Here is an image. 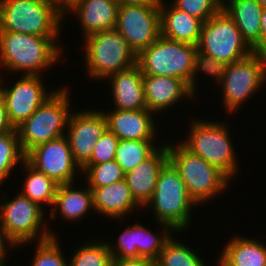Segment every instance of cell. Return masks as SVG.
<instances>
[{
  "label": "cell",
  "mask_w": 266,
  "mask_h": 266,
  "mask_svg": "<svg viewBox=\"0 0 266 266\" xmlns=\"http://www.w3.org/2000/svg\"><path fill=\"white\" fill-rule=\"evenodd\" d=\"M119 140L115 134L106 129L95 143L91 158L83 166H92L114 160Z\"/></svg>",
  "instance_id": "d590c367"
},
{
  "label": "cell",
  "mask_w": 266,
  "mask_h": 266,
  "mask_svg": "<svg viewBox=\"0 0 266 266\" xmlns=\"http://www.w3.org/2000/svg\"><path fill=\"white\" fill-rule=\"evenodd\" d=\"M3 80H6L3 78V75H1L0 73V103L3 101V98H4V81Z\"/></svg>",
  "instance_id": "7bdbcfd3"
},
{
  "label": "cell",
  "mask_w": 266,
  "mask_h": 266,
  "mask_svg": "<svg viewBox=\"0 0 266 266\" xmlns=\"http://www.w3.org/2000/svg\"><path fill=\"white\" fill-rule=\"evenodd\" d=\"M13 247L17 249V245L7 236L5 230L0 225V262L7 261L10 259V257L8 256L11 255L7 253H9L10 248L12 250Z\"/></svg>",
  "instance_id": "8d00e7d4"
},
{
  "label": "cell",
  "mask_w": 266,
  "mask_h": 266,
  "mask_svg": "<svg viewBox=\"0 0 266 266\" xmlns=\"http://www.w3.org/2000/svg\"><path fill=\"white\" fill-rule=\"evenodd\" d=\"M161 142L160 147L151 156L125 173L132 196L142 208L151 200L161 168L169 161L167 141Z\"/></svg>",
  "instance_id": "ac0fdd59"
},
{
  "label": "cell",
  "mask_w": 266,
  "mask_h": 266,
  "mask_svg": "<svg viewBox=\"0 0 266 266\" xmlns=\"http://www.w3.org/2000/svg\"><path fill=\"white\" fill-rule=\"evenodd\" d=\"M106 118L107 129L120 140L159 139L161 132L157 117L148 109L142 110H117L100 108ZM111 109V110H109ZM110 111V112H109ZM157 119V120H156ZM158 127V128H157ZM159 135V136H158Z\"/></svg>",
  "instance_id": "e0dca14e"
},
{
  "label": "cell",
  "mask_w": 266,
  "mask_h": 266,
  "mask_svg": "<svg viewBox=\"0 0 266 266\" xmlns=\"http://www.w3.org/2000/svg\"><path fill=\"white\" fill-rule=\"evenodd\" d=\"M261 6L266 9V0H258Z\"/></svg>",
  "instance_id": "ee69618b"
},
{
  "label": "cell",
  "mask_w": 266,
  "mask_h": 266,
  "mask_svg": "<svg viewBox=\"0 0 266 266\" xmlns=\"http://www.w3.org/2000/svg\"><path fill=\"white\" fill-rule=\"evenodd\" d=\"M222 9L235 22L242 38L252 48L261 35L263 7L258 0H223Z\"/></svg>",
  "instance_id": "d4e9b609"
},
{
  "label": "cell",
  "mask_w": 266,
  "mask_h": 266,
  "mask_svg": "<svg viewBox=\"0 0 266 266\" xmlns=\"http://www.w3.org/2000/svg\"><path fill=\"white\" fill-rule=\"evenodd\" d=\"M43 79L42 75H19V79L14 80V83L9 82L10 85L8 82H4L7 86H4L3 100L9 120L15 129L58 89V87L46 88L45 84L47 83Z\"/></svg>",
  "instance_id": "5bb4252c"
},
{
  "label": "cell",
  "mask_w": 266,
  "mask_h": 266,
  "mask_svg": "<svg viewBox=\"0 0 266 266\" xmlns=\"http://www.w3.org/2000/svg\"><path fill=\"white\" fill-rule=\"evenodd\" d=\"M252 51L259 54L266 52V9L261 14V35L259 41L252 47Z\"/></svg>",
  "instance_id": "f35d334b"
},
{
  "label": "cell",
  "mask_w": 266,
  "mask_h": 266,
  "mask_svg": "<svg viewBox=\"0 0 266 266\" xmlns=\"http://www.w3.org/2000/svg\"><path fill=\"white\" fill-rule=\"evenodd\" d=\"M172 234L160 251L155 266H208L205 257H202L196 249ZM175 236V237H174ZM188 244V245H187Z\"/></svg>",
  "instance_id": "4316f807"
},
{
  "label": "cell",
  "mask_w": 266,
  "mask_h": 266,
  "mask_svg": "<svg viewBox=\"0 0 266 266\" xmlns=\"http://www.w3.org/2000/svg\"><path fill=\"white\" fill-rule=\"evenodd\" d=\"M9 263V261H3V262H0V266H7V264Z\"/></svg>",
  "instance_id": "f6af8a7d"
},
{
  "label": "cell",
  "mask_w": 266,
  "mask_h": 266,
  "mask_svg": "<svg viewBox=\"0 0 266 266\" xmlns=\"http://www.w3.org/2000/svg\"><path fill=\"white\" fill-rule=\"evenodd\" d=\"M89 239L81 245H77L74 253L68 258L69 266H111L112 255L106 239ZM96 238V239H95Z\"/></svg>",
  "instance_id": "f546056e"
},
{
  "label": "cell",
  "mask_w": 266,
  "mask_h": 266,
  "mask_svg": "<svg viewBox=\"0 0 266 266\" xmlns=\"http://www.w3.org/2000/svg\"><path fill=\"white\" fill-rule=\"evenodd\" d=\"M69 85L60 86L40 107L16 130L23 153L26 155L36 146L65 135L72 112Z\"/></svg>",
  "instance_id": "30bf717a"
},
{
  "label": "cell",
  "mask_w": 266,
  "mask_h": 266,
  "mask_svg": "<svg viewBox=\"0 0 266 266\" xmlns=\"http://www.w3.org/2000/svg\"><path fill=\"white\" fill-rule=\"evenodd\" d=\"M1 190L2 188L0 189V225L17 245V249L35 241L40 242L52 236H58L50 229V223L46 220L48 211L19 191L11 198Z\"/></svg>",
  "instance_id": "9c48e42d"
},
{
  "label": "cell",
  "mask_w": 266,
  "mask_h": 266,
  "mask_svg": "<svg viewBox=\"0 0 266 266\" xmlns=\"http://www.w3.org/2000/svg\"><path fill=\"white\" fill-rule=\"evenodd\" d=\"M57 8L65 15L76 3L81 0H53Z\"/></svg>",
  "instance_id": "b9f144b4"
},
{
  "label": "cell",
  "mask_w": 266,
  "mask_h": 266,
  "mask_svg": "<svg viewBox=\"0 0 266 266\" xmlns=\"http://www.w3.org/2000/svg\"><path fill=\"white\" fill-rule=\"evenodd\" d=\"M19 169L23 170L22 173L25 171L23 174L26 175L19 192L43 209L46 204L52 209L59 185L44 173L38 172L26 160Z\"/></svg>",
  "instance_id": "484cf974"
},
{
  "label": "cell",
  "mask_w": 266,
  "mask_h": 266,
  "mask_svg": "<svg viewBox=\"0 0 266 266\" xmlns=\"http://www.w3.org/2000/svg\"><path fill=\"white\" fill-rule=\"evenodd\" d=\"M197 52L201 69L207 77L218 68L253 53L235 22L223 9L203 23Z\"/></svg>",
  "instance_id": "7a4b0ae2"
},
{
  "label": "cell",
  "mask_w": 266,
  "mask_h": 266,
  "mask_svg": "<svg viewBox=\"0 0 266 266\" xmlns=\"http://www.w3.org/2000/svg\"><path fill=\"white\" fill-rule=\"evenodd\" d=\"M209 77L214 86L216 83L221 88L218 93L222 94L221 104L225 112L234 115L266 85V58L264 54L253 52L239 61L218 68Z\"/></svg>",
  "instance_id": "5b68a950"
},
{
  "label": "cell",
  "mask_w": 266,
  "mask_h": 266,
  "mask_svg": "<svg viewBox=\"0 0 266 266\" xmlns=\"http://www.w3.org/2000/svg\"><path fill=\"white\" fill-rule=\"evenodd\" d=\"M24 161L25 154L21 149L17 130L0 135V189Z\"/></svg>",
  "instance_id": "4dcf8cb0"
},
{
  "label": "cell",
  "mask_w": 266,
  "mask_h": 266,
  "mask_svg": "<svg viewBox=\"0 0 266 266\" xmlns=\"http://www.w3.org/2000/svg\"><path fill=\"white\" fill-rule=\"evenodd\" d=\"M191 118V121L188 120L191 124L187 126L189 132L187 135L183 134L182 140L179 141L193 154L216 166L233 181L239 175L240 160L236 155L228 123L211 118Z\"/></svg>",
  "instance_id": "277c9868"
},
{
  "label": "cell",
  "mask_w": 266,
  "mask_h": 266,
  "mask_svg": "<svg viewBox=\"0 0 266 266\" xmlns=\"http://www.w3.org/2000/svg\"><path fill=\"white\" fill-rule=\"evenodd\" d=\"M142 74L176 77L185 81L197 94V79L204 75L197 46L159 36L136 57Z\"/></svg>",
  "instance_id": "3957f363"
},
{
  "label": "cell",
  "mask_w": 266,
  "mask_h": 266,
  "mask_svg": "<svg viewBox=\"0 0 266 266\" xmlns=\"http://www.w3.org/2000/svg\"><path fill=\"white\" fill-rule=\"evenodd\" d=\"M25 160L58 185L78 182L76 178L82 175L65 135L36 146L25 155Z\"/></svg>",
  "instance_id": "7c38bea8"
},
{
  "label": "cell",
  "mask_w": 266,
  "mask_h": 266,
  "mask_svg": "<svg viewBox=\"0 0 266 266\" xmlns=\"http://www.w3.org/2000/svg\"><path fill=\"white\" fill-rule=\"evenodd\" d=\"M119 5L160 6L162 0H116Z\"/></svg>",
  "instance_id": "60d3db41"
},
{
  "label": "cell",
  "mask_w": 266,
  "mask_h": 266,
  "mask_svg": "<svg viewBox=\"0 0 266 266\" xmlns=\"http://www.w3.org/2000/svg\"><path fill=\"white\" fill-rule=\"evenodd\" d=\"M194 208L199 209L189 196L180 173L168 161L161 168L153 196L143 211L150 209L157 223L169 225L175 232H185L192 226Z\"/></svg>",
  "instance_id": "8992f818"
},
{
  "label": "cell",
  "mask_w": 266,
  "mask_h": 266,
  "mask_svg": "<svg viewBox=\"0 0 266 266\" xmlns=\"http://www.w3.org/2000/svg\"><path fill=\"white\" fill-rule=\"evenodd\" d=\"M159 230L156 233L142 223H136V248L141 258H147L156 261L160 251L163 249L166 241L173 233L183 234L184 232H175L169 225L160 223Z\"/></svg>",
  "instance_id": "f1b7e54d"
},
{
  "label": "cell",
  "mask_w": 266,
  "mask_h": 266,
  "mask_svg": "<svg viewBox=\"0 0 266 266\" xmlns=\"http://www.w3.org/2000/svg\"><path fill=\"white\" fill-rule=\"evenodd\" d=\"M77 182L69 184H60L56 191L54 205L48 213L47 220L51 222L58 217H61L65 222L81 221L82 218L86 219V216H90V212L93 214V192L88 185L78 188L75 186ZM75 187V188H74ZM58 213V214H57ZM49 218V219H48ZM79 219V220H78Z\"/></svg>",
  "instance_id": "44dd1931"
},
{
  "label": "cell",
  "mask_w": 266,
  "mask_h": 266,
  "mask_svg": "<svg viewBox=\"0 0 266 266\" xmlns=\"http://www.w3.org/2000/svg\"><path fill=\"white\" fill-rule=\"evenodd\" d=\"M59 238L52 236L47 240L34 242L36 247L35 252L32 253L34 257L31 259L30 266H69L68 259L63 253L65 250L60 246Z\"/></svg>",
  "instance_id": "d6a6232c"
},
{
  "label": "cell",
  "mask_w": 266,
  "mask_h": 266,
  "mask_svg": "<svg viewBox=\"0 0 266 266\" xmlns=\"http://www.w3.org/2000/svg\"><path fill=\"white\" fill-rule=\"evenodd\" d=\"M81 171V177H85L83 183H86L91 190L125 179L124 171L115 160L92 166H82Z\"/></svg>",
  "instance_id": "1f68e13d"
},
{
  "label": "cell",
  "mask_w": 266,
  "mask_h": 266,
  "mask_svg": "<svg viewBox=\"0 0 266 266\" xmlns=\"http://www.w3.org/2000/svg\"><path fill=\"white\" fill-rule=\"evenodd\" d=\"M171 4L206 22L222 10L223 0H171Z\"/></svg>",
  "instance_id": "836d02e7"
},
{
  "label": "cell",
  "mask_w": 266,
  "mask_h": 266,
  "mask_svg": "<svg viewBox=\"0 0 266 266\" xmlns=\"http://www.w3.org/2000/svg\"><path fill=\"white\" fill-rule=\"evenodd\" d=\"M157 140H119L114 160L121 166L124 173H127L160 147L161 142Z\"/></svg>",
  "instance_id": "83f0119b"
},
{
  "label": "cell",
  "mask_w": 266,
  "mask_h": 266,
  "mask_svg": "<svg viewBox=\"0 0 266 266\" xmlns=\"http://www.w3.org/2000/svg\"><path fill=\"white\" fill-rule=\"evenodd\" d=\"M115 29L138 55L161 35L159 6L119 5Z\"/></svg>",
  "instance_id": "4fadbf2b"
},
{
  "label": "cell",
  "mask_w": 266,
  "mask_h": 266,
  "mask_svg": "<svg viewBox=\"0 0 266 266\" xmlns=\"http://www.w3.org/2000/svg\"><path fill=\"white\" fill-rule=\"evenodd\" d=\"M16 130L11 124L4 100L0 103V135Z\"/></svg>",
  "instance_id": "ab89813d"
},
{
  "label": "cell",
  "mask_w": 266,
  "mask_h": 266,
  "mask_svg": "<svg viewBox=\"0 0 266 266\" xmlns=\"http://www.w3.org/2000/svg\"><path fill=\"white\" fill-rule=\"evenodd\" d=\"M108 81L111 101L117 110H142L147 109L145 102L143 74L140 67H133L113 74Z\"/></svg>",
  "instance_id": "7402d4cb"
},
{
  "label": "cell",
  "mask_w": 266,
  "mask_h": 266,
  "mask_svg": "<svg viewBox=\"0 0 266 266\" xmlns=\"http://www.w3.org/2000/svg\"><path fill=\"white\" fill-rule=\"evenodd\" d=\"M60 38L0 31V72L43 76L64 58Z\"/></svg>",
  "instance_id": "6da1fadb"
},
{
  "label": "cell",
  "mask_w": 266,
  "mask_h": 266,
  "mask_svg": "<svg viewBox=\"0 0 266 266\" xmlns=\"http://www.w3.org/2000/svg\"><path fill=\"white\" fill-rule=\"evenodd\" d=\"M82 48L85 72L92 81L105 82L113 74L136 64L137 55L116 29L87 36L82 39Z\"/></svg>",
  "instance_id": "8fae6325"
},
{
  "label": "cell",
  "mask_w": 266,
  "mask_h": 266,
  "mask_svg": "<svg viewBox=\"0 0 266 266\" xmlns=\"http://www.w3.org/2000/svg\"><path fill=\"white\" fill-rule=\"evenodd\" d=\"M111 266H155V262L147 258L112 259Z\"/></svg>",
  "instance_id": "74e56055"
},
{
  "label": "cell",
  "mask_w": 266,
  "mask_h": 266,
  "mask_svg": "<svg viewBox=\"0 0 266 266\" xmlns=\"http://www.w3.org/2000/svg\"><path fill=\"white\" fill-rule=\"evenodd\" d=\"M166 140L168 160L180 173L189 196L197 206L226 194L232 182L221 170L193 154L180 141L170 144L171 141Z\"/></svg>",
  "instance_id": "52a82bcc"
},
{
  "label": "cell",
  "mask_w": 266,
  "mask_h": 266,
  "mask_svg": "<svg viewBox=\"0 0 266 266\" xmlns=\"http://www.w3.org/2000/svg\"><path fill=\"white\" fill-rule=\"evenodd\" d=\"M165 1L162 0L159 6L161 35L167 39L197 46L204 22Z\"/></svg>",
  "instance_id": "cb8c5ba5"
},
{
  "label": "cell",
  "mask_w": 266,
  "mask_h": 266,
  "mask_svg": "<svg viewBox=\"0 0 266 266\" xmlns=\"http://www.w3.org/2000/svg\"><path fill=\"white\" fill-rule=\"evenodd\" d=\"M143 83L147 109L157 117L176 108L184 100L191 102L198 98L185 81L176 77L143 74Z\"/></svg>",
  "instance_id": "2e32d148"
},
{
  "label": "cell",
  "mask_w": 266,
  "mask_h": 266,
  "mask_svg": "<svg viewBox=\"0 0 266 266\" xmlns=\"http://www.w3.org/2000/svg\"><path fill=\"white\" fill-rule=\"evenodd\" d=\"M119 4L116 0H81L68 10L71 17L76 16L82 30V39L89 35L115 29Z\"/></svg>",
  "instance_id": "d6986e66"
},
{
  "label": "cell",
  "mask_w": 266,
  "mask_h": 266,
  "mask_svg": "<svg viewBox=\"0 0 266 266\" xmlns=\"http://www.w3.org/2000/svg\"><path fill=\"white\" fill-rule=\"evenodd\" d=\"M74 110L69 116L65 136L72 157L81 168L91 158L95 143L107 129V122L98 108Z\"/></svg>",
  "instance_id": "9a60e30c"
},
{
  "label": "cell",
  "mask_w": 266,
  "mask_h": 266,
  "mask_svg": "<svg viewBox=\"0 0 266 266\" xmlns=\"http://www.w3.org/2000/svg\"><path fill=\"white\" fill-rule=\"evenodd\" d=\"M226 240L220 256H216V266H266V242L263 240L237 234Z\"/></svg>",
  "instance_id": "603a6c76"
},
{
  "label": "cell",
  "mask_w": 266,
  "mask_h": 266,
  "mask_svg": "<svg viewBox=\"0 0 266 266\" xmlns=\"http://www.w3.org/2000/svg\"><path fill=\"white\" fill-rule=\"evenodd\" d=\"M92 192L94 214L106 219L121 222L143 209L135 201L125 179L105 187L94 188Z\"/></svg>",
  "instance_id": "ffe728a7"
},
{
  "label": "cell",
  "mask_w": 266,
  "mask_h": 266,
  "mask_svg": "<svg viewBox=\"0 0 266 266\" xmlns=\"http://www.w3.org/2000/svg\"><path fill=\"white\" fill-rule=\"evenodd\" d=\"M118 238L114 240V243L106 240L112 258L115 259H130L141 258L136 248V223L134 225L126 226V228L120 232Z\"/></svg>",
  "instance_id": "e575fe53"
},
{
  "label": "cell",
  "mask_w": 266,
  "mask_h": 266,
  "mask_svg": "<svg viewBox=\"0 0 266 266\" xmlns=\"http://www.w3.org/2000/svg\"><path fill=\"white\" fill-rule=\"evenodd\" d=\"M65 19L53 0H0V31L61 36Z\"/></svg>",
  "instance_id": "ba28073f"
}]
</instances>
